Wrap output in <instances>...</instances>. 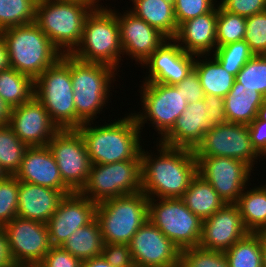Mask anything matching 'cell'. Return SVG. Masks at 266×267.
<instances>
[{
    "label": "cell",
    "instance_id": "cell-1",
    "mask_svg": "<svg viewBox=\"0 0 266 267\" xmlns=\"http://www.w3.org/2000/svg\"><path fill=\"white\" fill-rule=\"evenodd\" d=\"M158 155L141 150V191L149 198H181L197 175L194 151L158 142Z\"/></svg>",
    "mask_w": 266,
    "mask_h": 267
},
{
    "label": "cell",
    "instance_id": "cell-2",
    "mask_svg": "<svg viewBox=\"0 0 266 267\" xmlns=\"http://www.w3.org/2000/svg\"><path fill=\"white\" fill-rule=\"evenodd\" d=\"M77 130L84 139L91 165L133 160L141 153V131L132 112L113 123L94 127L87 122Z\"/></svg>",
    "mask_w": 266,
    "mask_h": 267
},
{
    "label": "cell",
    "instance_id": "cell-3",
    "mask_svg": "<svg viewBox=\"0 0 266 267\" xmlns=\"http://www.w3.org/2000/svg\"><path fill=\"white\" fill-rule=\"evenodd\" d=\"M61 59L70 67L76 129L87 122L94 124L93 120L109 101L117 70L106 64L79 60L71 54H63Z\"/></svg>",
    "mask_w": 266,
    "mask_h": 267
},
{
    "label": "cell",
    "instance_id": "cell-4",
    "mask_svg": "<svg viewBox=\"0 0 266 267\" xmlns=\"http://www.w3.org/2000/svg\"><path fill=\"white\" fill-rule=\"evenodd\" d=\"M0 34L10 67L34 80L63 55L35 22L5 29Z\"/></svg>",
    "mask_w": 266,
    "mask_h": 267
},
{
    "label": "cell",
    "instance_id": "cell-5",
    "mask_svg": "<svg viewBox=\"0 0 266 267\" xmlns=\"http://www.w3.org/2000/svg\"><path fill=\"white\" fill-rule=\"evenodd\" d=\"M71 55L85 62L119 68L123 51L116 9L103 5L91 10L85 18L80 43Z\"/></svg>",
    "mask_w": 266,
    "mask_h": 267
},
{
    "label": "cell",
    "instance_id": "cell-6",
    "mask_svg": "<svg viewBox=\"0 0 266 267\" xmlns=\"http://www.w3.org/2000/svg\"><path fill=\"white\" fill-rule=\"evenodd\" d=\"M93 7L73 0H38L35 23L62 54L79 45L86 16Z\"/></svg>",
    "mask_w": 266,
    "mask_h": 267
},
{
    "label": "cell",
    "instance_id": "cell-7",
    "mask_svg": "<svg viewBox=\"0 0 266 267\" xmlns=\"http://www.w3.org/2000/svg\"><path fill=\"white\" fill-rule=\"evenodd\" d=\"M148 200L141 191L98 203L96 219L104 243L129 244L148 220Z\"/></svg>",
    "mask_w": 266,
    "mask_h": 267
},
{
    "label": "cell",
    "instance_id": "cell-8",
    "mask_svg": "<svg viewBox=\"0 0 266 267\" xmlns=\"http://www.w3.org/2000/svg\"><path fill=\"white\" fill-rule=\"evenodd\" d=\"M34 96L60 129H76L70 67L60 58L34 80Z\"/></svg>",
    "mask_w": 266,
    "mask_h": 267
},
{
    "label": "cell",
    "instance_id": "cell-9",
    "mask_svg": "<svg viewBox=\"0 0 266 267\" xmlns=\"http://www.w3.org/2000/svg\"><path fill=\"white\" fill-rule=\"evenodd\" d=\"M141 155L136 159L90 166L80 193L95 203L141 192Z\"/></svg>",
    "mask_w": 266,
    "mask_h": 267
},
{
    "label": "cell",
    "instance_id": "cell-10",
    "mask_svg": "<svg viewBox=\"0 0 266 267\" xmlns=\"http://www.w3.org/2000/svg\"><path fill=\"white\" fill-rule=\"evenodd\" d=\"M148 219L181 251L199 246L203 221L181 198L149 199Z\"/></svg>",
    "mask_w": 266,
    "mask_h": 267
},
{
    "label": "cell",
    "instance_id": "cell-11",
    "mask_svg": "<svg viewBox=\"0 0 266 267\" xmlns=\"http://www.w3.org/2000/svg\"><path fill=\"white\" fill-rule=\"evenodd\" d=\"M139 87L143 111L132 114L140 130L148 123L147 120L150 121L149 124L158 131L160 140L172 129L177 118L186 109L187 101L174 85L143 82Z\"/></svg>",
    "mask_w": 266,
    "mask_h": 267
},
{
    "label": "cell",
    "instance_id": "cell-12",
    "mask_svg": "<svg viewBox=\"0 0 266 267\" xmlns=\"http://www.w3.org/2000/svg\"><path fill=\"white\" fill-rule=\"evenodd\" d=\"M193 151L195 157H230L241 160L253 170L256 160L262 158L252 145L248 125L231 122L212 126Z\"/></svg>",
    "mask_w": 266,
    "mask_h": 267
},
{
    "label": "cell",
    "instance_id": "cell-13",
    "mask_svg": "<svg viewBox=\"0 0 266 267\" xmlns=\"http://www.w3.org/2000/svg\"><path fill=\"white\" fill-rule=\"evenodd\" d=\"M63 182L73 191L80 192L90 172V159L84 139L77 129L59 130L49 141Z\"/></svg>",
    "mask_w": 266,
    "mask_h": 267
},
{
    "label": "cell",
    "instance_id": "cell-14",
    "mask_svg": "<svg viewBox=\"0 0 266 267\" xmlns=\"http://www.w3.org/2000/svg\"><path fill=\"white\" fill-rule=\"evenodd\" d=\"M3 229L15 265L37 266L52 247L45 223L16 216Z\"/></svg>",
    "mask_w": 266,
    "mask_h": 267
},
{
    "label": "cell",
    "instance_id": "cell-15",
    "mask_svg": "<svg viewBox=\"0 0 266 267\" xmlns=\"http://www.w3.org/2000/svg\"><path fill=\"white\" fill-rule=\"evenodd\" d=\"M197 174L208 181L219 197L227 203H237L247 189L252 168L241 160L230 157H195Z\"/></svg>",
    "mask_w": 266,
    "mask_h": 267
},
{
    "label": "cell",
    "instance_id": "cell-16",
    "mask_svg": "<svg viewBox=\"0 0 266 267\" xmlns=\"http://www.w3.org/2000/svg\"><path fill=\"white\" fill-rule=\"evenodd\" d=\"M128 245L135 267H179L181 250L149 219Z\"/></svg>",
    "mask_w": 266,
    "mask_h": 267
},
{
    "label": "cell",
    "instance_id": "cell-17",
    "mask_svg": "<svg viewBox=\"0 0 266 267\" xmlns=\"http://www.w3.org/2000/svg\"><path fill=\"white\" fill-rule=\"evenodd\" d=\"M8 126L28 147L48 145L60 130L35 96L12 108Z\"/></svg>",
    "mask_w": 266,
    "mask_h": 267
},
{
    "label": "cell",
    "instance_id": "cell-18",
    "mask_svg": "<svg viewBox=\"0 0 266 267\" xmlns=\"http://www.w3.org/2000/svg\"><path fill=\"white\" fill-rule=\"evenodd\" d=\"M97 203L80 192L65 195L47 222L51 246H61L78 228L96 218Z\"/></svg>",
    "mask_w": 266,
    "mask_h": 267
},
{
    "label": "cell",
    "instance_id": "cell-19",
    "mask_svg": "<svg viewBox=\"0 0 266 267\" xmlns=\"http://www.w3.org/2000/svg\"><path fill=\"white\" fill-rule=\"evenodd\" d=\"M195 57L185 52L174 39H168L142 63L149 70L142 82L176 85L194 69Z\"/></svg>",
    "mask_w": 266,
    "mask_h": 267
},
{
    "label": "cell",
    "instance_id": "cell-20",
    "mask_svg": "<svg viewBox=\"0 0 266 267\" xmlns=\"http://www.w3.org/2000/svg\"><path fill=\"white\" fill-rule=\"evenodd\" d=\"M248 233L238 205L227 203L212 216L203 220L199 247L225 252Z\"/></svg>",
    "mask_w": 266,
    "mask_h": 267
},
{
    "label": "cell",
    "instance_id": "cell-21",
    "mask_svg": "<svg viewBox=\"0 0 266 267\" xmlns=\"http://www.w3.org/2000/svg\"><path fill=\"white\" fill-rule=\"evenodd\" d=\"M125 11L123 14L117 12L123 55L131 57L143 67L142 63L168 38L131 11Z\"/></svg>",
    "mask_w": 266,
    "mask_h": 267
},
{
    "label": "cell",
    "instance_id": "cell-22",
    "mask_svg": "<svg viewBox=\"0 0 266 267\" xmlns=\"http://www.w3.org/2000/svg\"><path fill=\"white\" fill-rule=\"evenodd\" d=\"M14 176L21 182L59 191H72L63 182L55 158L47 145L28 147L20 169Z\"/></svg>",
    "mask_w": 266,
    "mask_h": 267
},
{
    "label": "cell",
    "instance_id": "cell-23",
    "mask_svg": "<svg viewBox=\"0 0 266 267\" xmlns=\"http://www.w3.org/2000/svg\"><path fill=\"white\" fill-rule=\"evenodd\" d=\"M207 112L205 99L187 104L172 129L158 141L166 146L194 150L212 127Z\"/></svg>",
    "mask_w": 266,
    "mask_h": 267
},
{
    "label": "cell",
    "instance_id": "cell-24",
    "mask_svg": "<svg viewBox=\"0 0 266 267\" xmlns=\"http://www.w3.org/2000/svg\"><path fill=\"white\" fill-rule=\"evenodd\" d=\"M71 193L19 181L17 217L47 224L61 200Z\"/></svg>",
    "mask_w": 266,
    "mask_h": 267
},
{
    "label": "cell",
    "instance_id": "cell-25",
    "mask_svg": "<svg viewBox=\"0 0 266 267\" xmlns=\"http://www.w3.org/2000/svg\"><path fill=\"white\" fill-rule=\"evenodd\" d=\"M216 27L217 6L211 12L183 22L174 40L187 53L207 56L217 48Z\"/></svg>",
    "mask_w": 266,
    "mask_h": 267
},
{
    "label": "cell",
    "instance_id": "cell-26",
    "mask_svg": "<svg viewBox=\"0 0 266 267\" xmlns=\"http://www.w3.org/2000/svg\"><path fill=\"white\" fill-rule=\"evenodd\" d=\"M223 99L227 122L249 125L257 117L264 97L255 89L244 87L235 80Z\"/></svg>",
    "mask_w": 266,
    "mask_h": 267
},
{
    "label": "cell",
    "instance_id": "cell-27",
    "mask_svg": "<svg viewBox=\"0 0 266 267\" xmlns=\"http://www.w3.org/2000/svg\"><path fill=\"white\" fill-rule=\"evenodd\" d=\"M134 15L159 30L168 39H174L178 32V24L174 15V7L163 0H130Z\"/></svg>",
    "mask_w": 266,
    "mask_h": 267
},
{
    "label": "cell",
    "instance_id": "cell-28",
    "mask_svg": "<svg viewBox=\"0 0 266 267\" xmlns=\"http://www.w3.org/2000/svg\"><path fill=\"white\" fill-rule=\"evenodd\" d=\"M181 199L187 208L202 221L225 205L212 185L199 174L193 178Z\"/></svg>",
    "mask_w": 266,
    "mask_h": 267
},
{
    "label": "cell",
    "instance_id": "cell-29",
    "mask_svg": "<svg viewBox=\"0 0 266 267\" xmlns=\"http://www.w3.org/2000/svg\"><path fill=\"white\" fill-rule=\"evenodd\" d=\"M207 56L208 58L206 55H196L194 70L199 76L205 95L224 98L234 85L235 76L228 73L213 56L212 59L211 55Z\"/></svg>",
    "mask_w": 266,
    "mask_h": 267
},
{
    "label": "cell",
    "instance_id": "cell-30",
    "mask_svg": "<svg viewBox=\"0 0 266 267\" xmlns=\"http://www.w3.org/2000/svg\"><path fill=\"white\" fill-rule=\"evenodd\" d=\"M103 245L100 226L95 218L91 223L73 232L60 247L83 262L101 256Z\"/></svg>",
    "mask_w": 266,
    "mask_h": 267
},
{
    "label": "cell",
    "instance_id": "cell-31",
    "mask_svg": "<svg viewBox=\"0 0 266 267\" xmlns=\"http://www.w3.org/2000/svg\"><path fill=\"white\" fill-rule=\"evenodd\" d=\"M243 190L237 205L245 228L251 233L266 230V184Z\"/></svg>",
    "mask_w": 266,
    "mask_h": 267
},
{
    "label": "cell",
    "instance_id": "cell-32",
    "mask_svg": "<svg viewBox=\"0 0 266 267\" xmlns=\"http://www.w3.org/2000/svg\"><path fill=\"white\" fill-rule=\"evenodd\" d=\"M0 96L12 108L34 97V79L12 67L0 71Z\"/></svg>",
    "mask_w": 266,
    "mask_h": 267
},
{
    "label": "cell",
    "instance_id": "cell-33",
    "mask_svg": "<svg viewBox=\"0 0 266 267\" xmlns=\"http://www.w3.org/2000/svg\"><path fill=\"white\" fill-rule=\"evenodd\" d=\"M224 253L229 267H263L260 232H249Z\"/></svg>",
    "mask_w": 266,
    "mask_h": 267
},
{
    "label": "cell",
    "instance_id": "cell-34",
    "mask_svg": "<svg viewBox=\"0 0 266 267\" xmlns=\"http://www.w3.org/2000/svg\"><path fill=\"white\" fill-rule=\"evenodd\" d=\"M27 148L8 125L0 126V166L8 175L20 169Z\"/></svg>",
    "mask_w": 266,
    "mask_h": 267
},
{
    "label": "cell",
    "instance_id": "cell-35",
    "mask_svg": "<svg viewBox=\"0 0 266 267\" xmlns=\"http://www.w3.org/2000/svg\"><path fill=\"white\" fill-rule=\"evenodd\" d=\"M38 0H0V32L35 22Z\"/></svg>",
    "mask_w": 266,
    "mask_h": 267
},
{
    "label": "cell",
    "instance_id": "cell-36",
    "mask_svg": "<svg viewBox=\"0 0 266 267\" xmlns=\"http://www.w3.org/2000/svg\"><path fill=\"white\" fill-rule=\"evenodd\" d=\"M246 32V18L232 14L217 5V48L236 41H241Z\"/></svg>",
    "mask_w": 266,
    "mask_h": 267
},
{
    "label": "cell",
    "instance_id": "cell-37",
    "mask_svg": "<svg viewBox=\"0 0 266 267\" xmlns=\"http://www.w3.org/2000/svg\"><path fill=\"white\" fill-rule=\"evenodd\" d=\"M212 54L223 68L235 77L247 61L254 55L245 40L220 46L216 48Z\"/></svg>",
    "mask_w": 266,
    "mask_h": 267
},
{
    "label": "cell",
    "instance_id": "cell-38",
    "mask_svg": "<svg viewBox=\"0 0 266 267\" xmlns=\"http://www.w3.org/2000/svg\"><path fill=\"white\" fill-rule=\"evenodd\" d=\"M235 80L266 97V55H253L237 73Z\"/></svg>",
    "mask_w": 266,
    "mask_h": 267
},
{
    "label": "cell",
    "instance_id": "cell-39",
    "mask_svg": "<svg viewBox=\"0 0 266 267\" xmlns=\"http://www.w3.org/2000/svg\"><path fill=\"white\" fill-rule=\"evenodd\" d=\"M179 267H229V263L224 252L197 246L181 251Z\"/></svg>",
    "mask_w": 266,
    "mask_h": 267
},
{
    "label": "cell",
    "instance_id": "cell-40",
    "mask_svg": "<svg viewBox=\"0 0 266 267\" xmlns=\"http://www.w3.org/2000/svg\"><path fill=\"white\" fill-rule=\"evenodd\" d=\"M18 193L19 181L14 175L0 181V227L17 216Z\"/></svg>",
    "mask_w": 266,
    "mask_h": 267
},
{
    "label": "cell",
    "instance_id": "cell-41",
    "mask_svg": "<svg viewBox=\"0 0 266 267\" xmlns=\"http://www.w3.org/2000/svg\"><path fill=\"white\" fill-rule=\"evenodd\" d=\"M243 40L254 55H266V11L246 18Z\"/></svg>",
    "mask_w": 266,
    "mask_h": 267
},
{
    "label": "cell",
    "instance_id": "cell-42",
    "mask_svg": "<svg viewBox=\"0 0 266 267\" xmlns=\"http://www.w3.org/2000/svg\"><path fill=\"white\" fill-rule=\"evenodd\" d=\"M216 0H176L174 15L178 27L185 21L211 12L218 4Z\"/></svg>",
    "mask_w": 266,
    "mask_h": 267
},
{
    "label": "cell",
    "instance_id": "cell-43",
    "mask_svg": "<svg viewBox=\"0 0 266 267\" xmlns=\"http://www.w3.org/2000/svg\"><path fill=\"white\" fill-rule=\"evenodd\" d=\"M218 5L229 13L245 18L266 11V0H221Z\"/></svg>",
    "mask_w": 266,
    "mask_h": 267
},
{
    "label": "cell",
    "instance_id": "cell-44",
    "mask_svg": "<svg viewBox=\"0 0 266 267\" xmlns=\"http://www.w3.org/2000/svg\"><path fill=\"white\" fill-rule=\"evenodd\" d=\"M102 256L113 267H135L128 244L104 243Z\"/></svg>",
    "mask_w": 266,
    "mask_h": 267
},
{
    "label": "cell",
    "instance_id": "cell-45",
    "mask_svg": "<svg viewBox=\"0 0 266 267\" xmlns=\"http://www.w3.org/2000/svg\"><path fill=\"white\" fill-rule=\"evenodd\" d=\"M81 261L63 250L60 246H52L38 267H81Z\"/></svg>",
    "mask_w": 266,
    "mask_h": 267
},
{
    "label": "cell",
    "instance_id": "cell-46",
    "mask_svg": "<svg viewBox=\"0 0 266 267\" xmlns=\"http://www.w3.org/2000/svg\"><path fill=\"white\" fill-rule=\"evenodd\" d=\"M174 86L181 91L187 104L200 101L205 97L199 76L194 69L180 83Z\"/></svg>",
    "mask_w": 266,
    "mask_h": 267
},
{
    "label": "cell",
    "instance_id": "cell-47",
    "mask_svg": "<svg viewBox=\"0 0 266 267\" xmlns=\"http://www.w3.org/2000/svg\"><path fill=\"white\" fill-rule=\"evenodd\" d=\"M204 99L210 125L226 123L224 99L214 95H205Z\"/></svg>",
    "mask_w": 266,
    "mask_h": 267
},
{
    "label": "cell",
    "instance_id": "cell-48",
    "mask_svg": "<svg viewBox=\"0 0 266 267\" xmlns=\"http://www.w3.org/2000/svg\"><path fill=\"white\" fill-rule=\"evenodd\" d=\"M250 139L253 147L266 157V121L255 118L249 125ZM266 159V158H265Z\"/></svg>",
    "mask_w": 266,
    "mask_h": 267
},
{
    "label": "cell",
    "instance_id": "cell-49",
    "mask_svg": "<svg viewBox=\"0 0 266 267\" xmlns=\"http://www.w3.org/2000/svg\"><path fill=\"white\" fill-rule=\"evenodd\" d=\"M15 264L9 252L5 231L0 227V267H14Z\"/></svg>",
    "mask_w": 266,
    "mask_h": 267
},
{
    "label": "cell",
    "instance_id": "cell-50",
    "mask_svg": "<svg viewBox=\"0 0 266 267\" xmlns=\"http://www.w3.org/2000/svg\"><path fill=\"white\" fill-rule=\"evenodd\" d=\"M11 110V107L0 96V126L8 125Z\"/></svg>",
    "mask_w": 266,
    "mask_h": 267
},
{
    "label": "cell",
    "instance_id": "cell-51",
    "mask_svg": "<svg viewBox=\"0 0 266 267\" xmlns=\"http://www.w3.org/2000/svg\"><path fill=\"white\" fill-rule=\"evenodd\" d=\"M9 58L3 36L0 34V71L9 68Z\"/></svg>",
    "mask_w": 266,
    "mask_h": 267
},
{
    "label": "cell",
    "instance_id": "cell-52",
    "mask_svg": "<svg viewBox=\"0 0 266 267\" xmlns=\"http://www.w3.org/2000/svg\"><path fill=\"white\" fill-rule=\"evenodd\" d=\"M81 267H113L111 264H109L104 257L98 256L86 261H83L81 263Z\"/></svg>",
    "mask_w": 266,
    "mask_h": 267
},
{
    "label": "cell",
    "instance_id": "cell-53",
    "mask_svg": "<svg viewBox=\"0 0 266 267\" xmlns=\"http://www.w3.org/2000/svg\"><path fill=\"white\" fill-rule=\"evenodd\" d=\"M260 242L262 245V264L266 267V230L260 231Z\"/></svg>",
    "mask_w": 266,
    "mask_h": 267
},
{
    "label": "cell",
    "instance_id": "cell-54",
    "mask_svg": "<svg viewBox=\"0 0 266 267\" xmlns=\"http://www.w3.org/2000/svg\"><path fill=\"white\" fill-rule=\"evenodd\" d=\"M256 118L266 121V97L263 99L262 105L258 109Z\"/></svg>",
    "mask_w": 266,
    "mask_h": 267
},
{
    "label": "cell",
    "instance_id": "cell-55",
    "mask_svg": "<svg viewBox=\"0 0 266 267\" xmlns=\"http://www.w3.org/2000/svg\"><path fill=\"white\" fill-rule=\"evenodd\" d=\"M73 1H80V2L90 4L93 8H98L102 6L99 4V1L101 0H73Z\"/></svg>",
    "mask_w": 266,
    "mask_h": 267
},
{
    "label": "cell",
    "instance_id": "cell-56",
    "mask_svg": "<svg viewBox=\"0 0 266 267\" xmlns=\"http://www.w3.org/2000/svg\"><path fill=\"white\" fill-rule=\"evenodd\" d=\"M8 176L7 172L0 166V181L5 180Z\"/></svg>",
    "mask_w": 266,
    "mask_h": 267
},
{
    "label": "cell",
    "instance_id": "cell-57",
    "mask_svg": "<svg viewBox=\"0 0 266 267\" xmlns=\"http://www.w3.org/2000/svg\"><path fill=\"white\" fill-rule=\"evenodd\" d=\"M165 1L167 4H170L174 7L175 3H176V0H163Z\"/></svg>",
    "mask_w": 266,
    "mask_h": 267
},
{
    "label": "cell",
    "instance_id": "cell-58",
    "mask_svg": "<svg viewBox=\"0 0 266 267\" xmlns=\"http://www.w3.org/2000/svg\"><path fill=\"white\" fill-rule=\"evenodd\" d=\"M14 267H31V266H20V265H15Z\"/></svg>",
    "mask_w": 266,
    "mask_h": 267
}]
</instances>
